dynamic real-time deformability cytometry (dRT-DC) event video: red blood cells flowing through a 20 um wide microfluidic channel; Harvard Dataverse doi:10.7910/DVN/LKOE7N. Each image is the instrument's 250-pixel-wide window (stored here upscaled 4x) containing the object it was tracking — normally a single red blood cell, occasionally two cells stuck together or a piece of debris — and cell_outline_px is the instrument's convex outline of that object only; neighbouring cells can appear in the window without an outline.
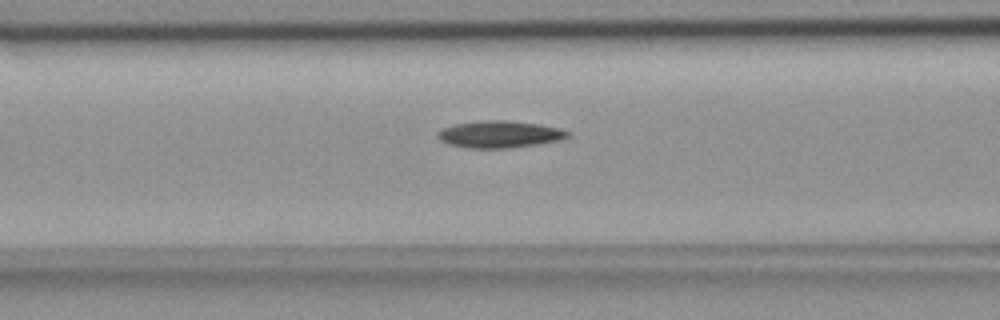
{"species": "common noctule bat (a hibernating species)", "species_latin": "Nyctalus noctula", "temperature_condition": "room temperature", "stored_images_in_passage": 54, "camera_frame_rate_fps": 3000, "um_per_image_px": 0.085, "animal": {"sex": "female", "body_mass_g": 18.4}, "frame": {"image": 1, "passage_image": 22, "time_ms": 7.0, "image_size_px": [1000, 320], "cell_outline_px": [[572, 136], [560, 140], [512, 148], [468, 148], [448, 144], [440, 140], [436, 136], [436, 132], [440, 128], [456, 124], [480, 120], [508, 120], [540, 124], [560, 128], [572, 132]], "centroid_in_image_um": [42.47, 11.41], "position_along_channel_um": 124.1, "area_um2": 20.81}}
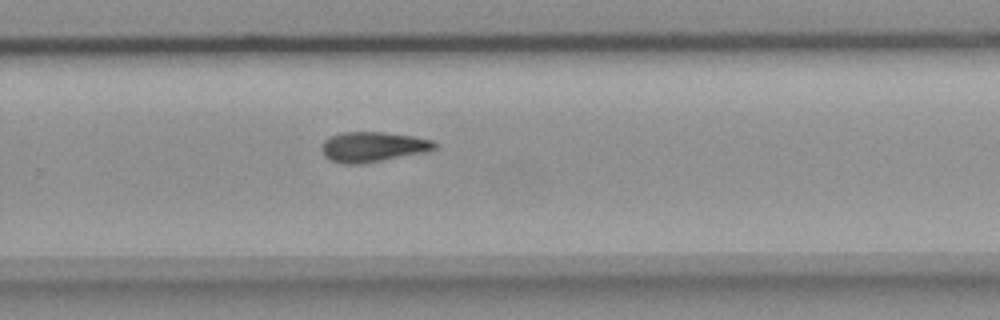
{"frame": {"image": 2, "passage_image": 36, "time_ms": 11.667, "image_size_px": [1000, 320], "cell_outline_px": [[436, 148], [428, 152], [360, 164], [344, 164], [332, 160], [324, 156], [320, 148], [324, 140], [332, 136], [344, 132], [384, 132], [412, 136], [432, 140], [436, 144]], "centroid_in_image_um": [31.69, 12.48], "position_along_channel_um": 298.1, "area_um2": 19.77}}
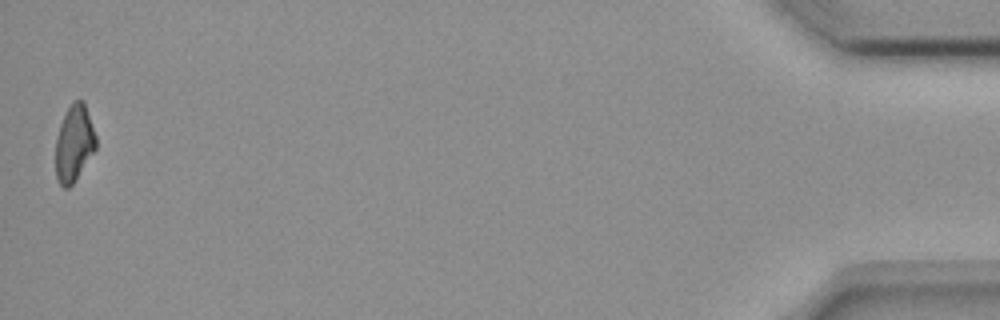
{"frame": {"image": 3, "passage_image": 54, "time_ms": 17.667, "image_size_px": [1000, 320], "cell_outline_px": [[96, 148], [76, 180], [68, 188], [64, 188], [60, 184], [56, 176], [56, 136], [60, 124], [72, 100], [84, 100], [96, 136]], "centroid_in_image_um": [6.3, 12.18], "position_along_channel_um": 428.9, "area_um2": 17.98}}